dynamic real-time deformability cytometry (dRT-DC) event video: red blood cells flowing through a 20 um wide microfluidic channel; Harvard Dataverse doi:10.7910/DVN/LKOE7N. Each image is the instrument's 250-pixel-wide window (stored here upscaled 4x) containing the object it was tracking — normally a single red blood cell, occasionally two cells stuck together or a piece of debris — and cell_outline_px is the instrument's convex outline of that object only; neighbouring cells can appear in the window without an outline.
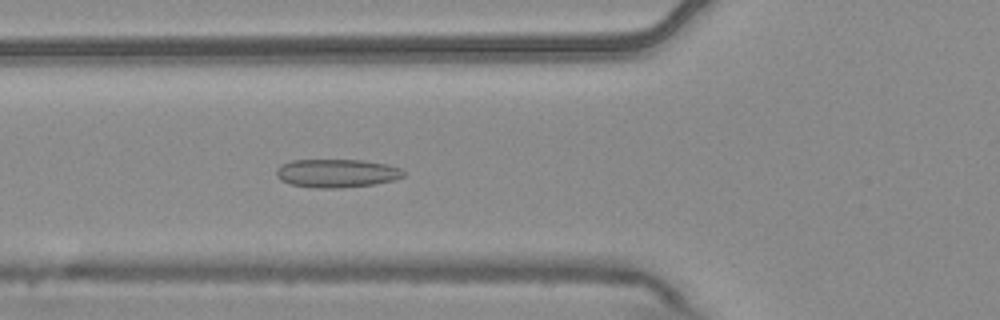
{"species": "common noctule bat (a hibernating species)", "species_latin": "Nyctalus noctula", "temperature_condition": "warm", "stored_images_in_passage": 4, "camera_frame_rate_fps": 3000, "um_per_image_px": 0.085, "animal": {"sex": "male", "body_mass_g": 20.4}, "frame": {"image": 1, "passage_image": 4, "time_ms": 1.0, "image_size_px": [1000, 320], "cell_outline_px": [[408, 172], [404, 176], [392, 180], [372, 184], [340, 188], [316, 188], [292, 184], [280, 180], [276, 176], [276, 168], [280, 164], [292, 160], [364, 160], [388, 164], [400, 168]], "centroid_in_image_um": [28.62, 14.71], "position_along_channel_um": 97.2, "area_um2": 21.15}}